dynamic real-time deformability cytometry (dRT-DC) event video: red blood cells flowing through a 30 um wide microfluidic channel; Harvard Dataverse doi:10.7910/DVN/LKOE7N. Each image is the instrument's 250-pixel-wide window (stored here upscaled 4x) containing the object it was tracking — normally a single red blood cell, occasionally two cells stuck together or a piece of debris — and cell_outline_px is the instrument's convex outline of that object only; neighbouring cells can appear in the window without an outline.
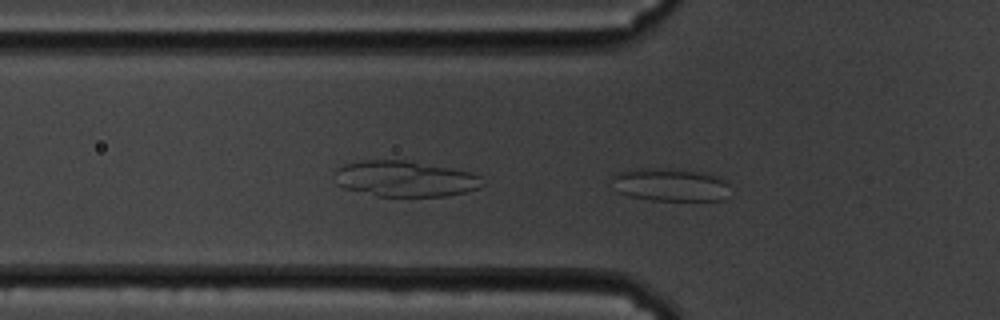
{"species": "common noctule bat (a hibernating species)", "species_latin": "Nyctalus noctula", "temperature_condition": "cold", "stored_images_in_passage": 43, "camera_frame_rate_fps": 3000, "um_per_image_px": 0.085, "animal": {"sex": "male", "body_mass_g": 19.5, "forearm_length_mm": 54.6}, "frame": {"image": 1, "passage_image": 2, "time_ms": 0.333, "image_size_px": [1000, 320], "cell_outline_px": [[728, 196], [724, 200], [648, 200], [628, 196], [620, 192], [612, 176], [620, 172], [636, 168], [672, 168], [696, 172], [716, 176], [728, 180]], "centroid_in_image_um": [57.02, 15.71], "position_along_channel_um": 68.8, "area_um2": 22.54}}
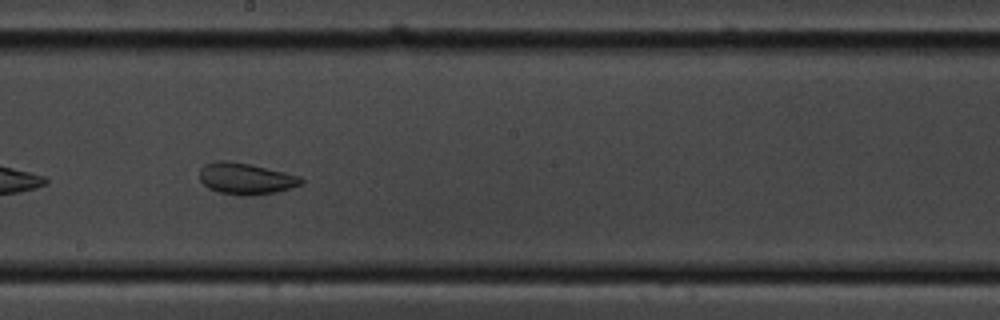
{"frame": {"image": 2, "passage_image": 16, "time_ms": 5.0, "image_size_px": [1000, 320], "cell_outline_px": [[304, 184], [276, 192], [252, 196], [244, 196], [220, 192], [208, 188], [200, 180], [200, 168], [204, 164], [216, 160], [228, 160], [248, 164], [284, 172], [300, 176], [304, 180]], "centroid_in_image_um": [20.89, 15.18], "position_along_channel_um": 227.3, "area_um2": 18.67}}
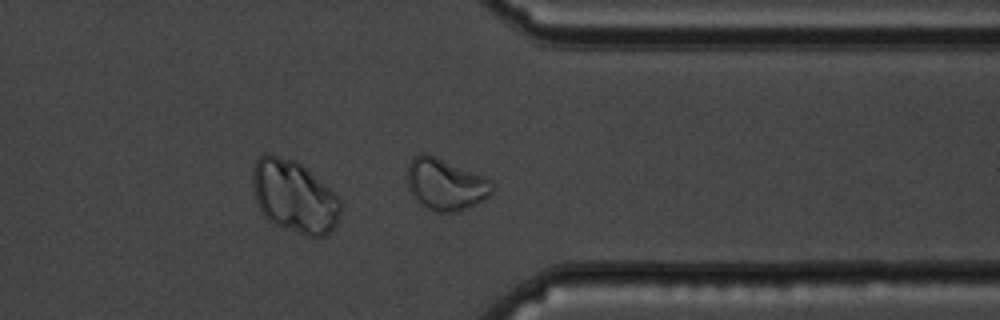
{"frame": {"image": 3, "passage_image": 29, "time_ms": 9.333, "image_size_px": [1000, 320], "cell_outline_px": [[492, 192], [484, 200], [460, 212], [436, 212], [424, 208], [412, 196], [408, 188], [408, 164], [412, 156], [420, 152], [424, 152], [436, 156], [484, 176], [492, 180]], "centroid_in_image_um": [37.84, 15.67], "position_along_channel_um": 373.6, "area_um2": 25.95}, "authors_computed_cell_mechanics": {"area_um2": 20.5768, "velocity_mm_per_s": 3.4103, "shape_relaxation_time_tau1_ms": null, "shape_relaxation_time_tau2_ms": 0.9467, "deformation_change_tau1": null, "deformation_change_tau2": 0.0563}}